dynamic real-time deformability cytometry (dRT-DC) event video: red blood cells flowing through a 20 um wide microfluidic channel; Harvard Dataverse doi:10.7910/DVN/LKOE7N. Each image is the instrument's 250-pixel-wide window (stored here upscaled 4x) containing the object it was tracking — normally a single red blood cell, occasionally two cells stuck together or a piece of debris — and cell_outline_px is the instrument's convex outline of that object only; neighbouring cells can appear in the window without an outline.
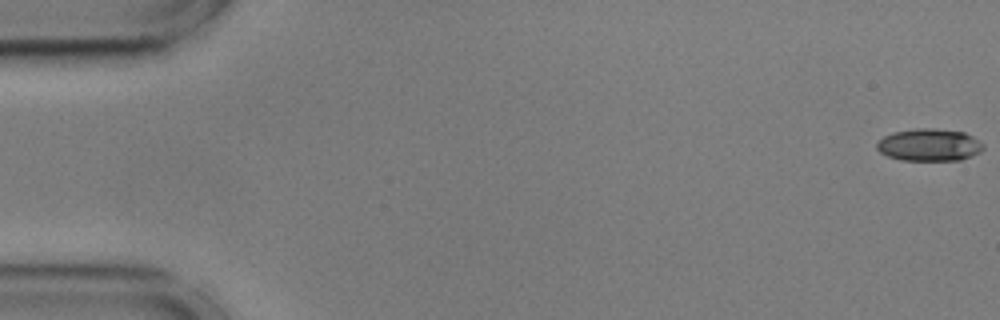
{"species": "common noctule bat (a hibernating species)", "species_latin": "Nyctalus noctula", "temperature_condition": "cold", "stored_images_in_passage": 35, "camera_frame_rate_fps": 3000, "um_per_image_px": 0.085, "animal": {"sex": "male", "body_mass_g": 17.9, "forearm_length_mm": 54.2}, "frame": {"image": 1, "passage_image": 1, "time_ms": 0.0, "image_size_px": [1000, 320], "cell_outline_px": [[984, 148], [980, 152], [960, 160], [900, 160], [888, 156], [880, 152], [876, 148], [876, 144], [884, 136], [892, 132], [916, 128], [932, 128], [964, 132], [972, 136], [984, 144]], "centroid_in_image_um": [78.98, 12.31], "position_along_channel_um": 6.0, "area_um2": 20.06}}
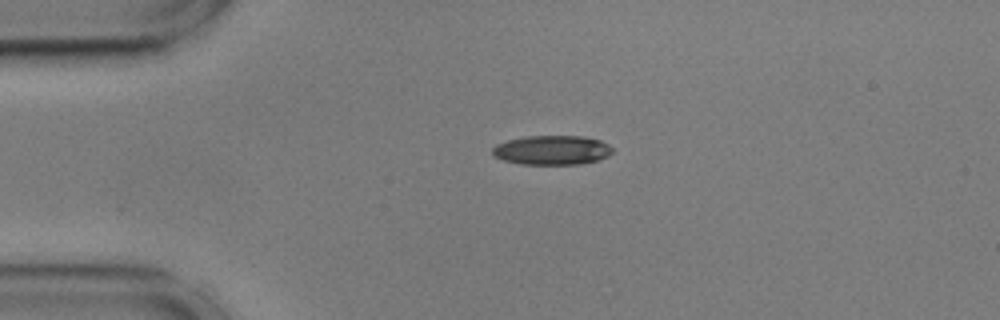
{"frame": {"image": 2, "passage_image": 13, "time_ms": 4.0, "image_size_px": [1000, 320], "cell_outline_px": [[612, 152], [608, 156], [596, 160], [580, 164], [520, 164], [504, 160], [492, 156], [492, 148], [496, 144], [508, 140], [528, 136], [580, 136], [600, 140], [608, 144], [612, 148]], "centroid_in_image_um": [46.89, 12.76], "position_along_channel_um": 38.1, "area_um2": 20.46}}
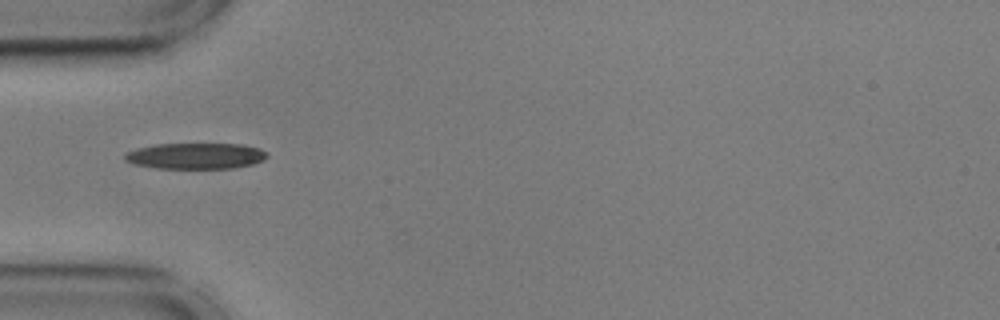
{"frame": {"image": 3, "passage_image": 18, "time_ms": 5.667, "image_size_px": [1000, 320], "cell_outline_px": [[268, 156], [264, 160], [252, 164], [232, 168], [156, 168], [136, 164], [124, 160], [124, 156], [128, 152], [136, 148], [156, 144], [244, 144], [260, 148], [268, 152]], "centroid_in_image_um": [16.67, 13.25], "position_along_channel_um": 68.3, "area_um2": 21.56}}